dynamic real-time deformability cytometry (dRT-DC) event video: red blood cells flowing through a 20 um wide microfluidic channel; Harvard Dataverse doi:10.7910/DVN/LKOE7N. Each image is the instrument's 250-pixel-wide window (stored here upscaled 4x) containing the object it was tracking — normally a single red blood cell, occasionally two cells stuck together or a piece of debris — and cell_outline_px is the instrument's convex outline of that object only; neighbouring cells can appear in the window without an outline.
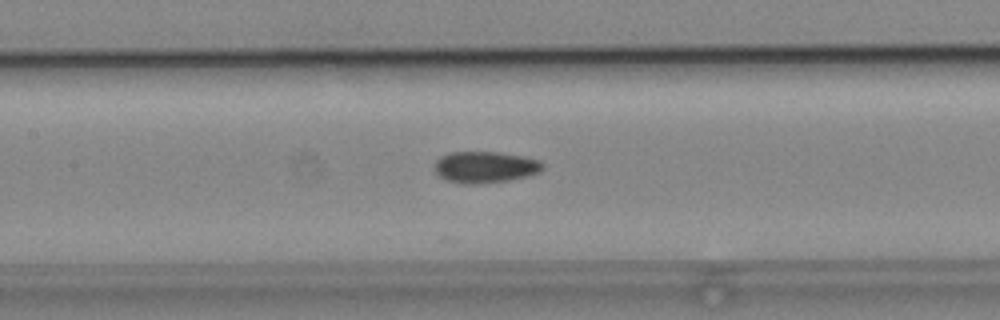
{"species": "common noctule bat (a hibernating species)", "species_latin": "Nyctalus noctula", "temperature_condition": "cold", "stored_images_in_passage": 36, "camera_frame_rate_fps": 3000, "um_per_image_px": 0.085, "animal": {"sex": "male", "body_mass_g": 19.2, "forearm_length_mm": 51.8}, "frame": {"image": 1, "passage_image": 8, "time_ms": 2.333, "image_size_px": [1000, 320], "cell_outline_px": [[544, 168], [536, 172], [524, 176], [508, 180], [472, 184], [468, 184], [448, 180], [440, 176], [436, 172], [436, 160], [440, 156], [452, 152], [500, 152], [524, 156], [540, 160], [544, 164]], "centroid_in_image_um": [41.24, 14.18], "position_along_channel_um": 166.2, "area_um2": 19.48}}
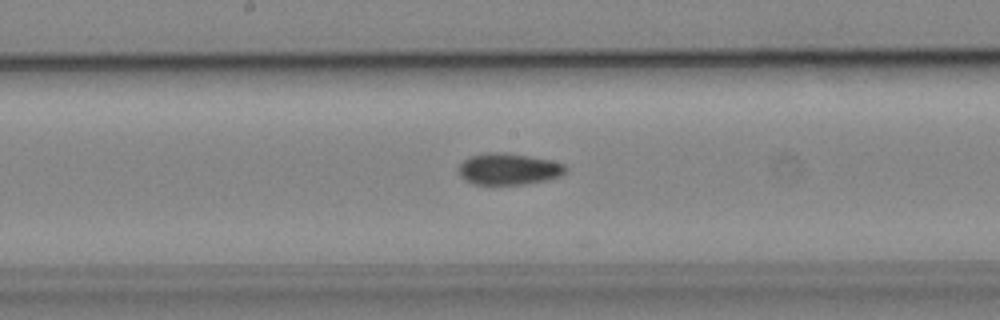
{"frame": {"image": 2, "passage_image": 11, "time_ms": 3.333, "image_size_px": [1000, 320], "cell_outline_px": [[568, 172], [560, 176], [548, 180], [524, 184], [472, 184], [464, 180], [456, 172], [460, 164], [464, 160], [472, 156], [484, 152], [500, 152], [528, 156], [552, 160], [564, 164], [568, 168]], "centroid_in_image_um": [43.24, 14.37], "position_along_channel_um": 205.0, "area_um2": 19.88}}
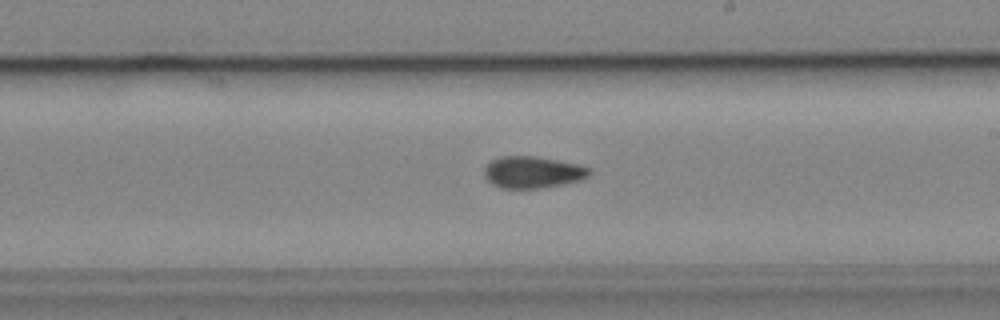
{"frame": {"image": 3, "passage_image": 14, "time_ms": 4.333, "image_size_px": [1000, 320], "cell_outline_px": [[592, 172], [588, 176], [580, 180], [560, 184], [536, 188], [500, 188], [492, 184], [484, 176], [484, 168], [492, 160], [500, 156], [536, 156], [576, 164], [592, 168]], "centroid_in_image_um": [45.26, 14.63], "position_along_channel_um": 243.7, "area_um2": 19.31}}